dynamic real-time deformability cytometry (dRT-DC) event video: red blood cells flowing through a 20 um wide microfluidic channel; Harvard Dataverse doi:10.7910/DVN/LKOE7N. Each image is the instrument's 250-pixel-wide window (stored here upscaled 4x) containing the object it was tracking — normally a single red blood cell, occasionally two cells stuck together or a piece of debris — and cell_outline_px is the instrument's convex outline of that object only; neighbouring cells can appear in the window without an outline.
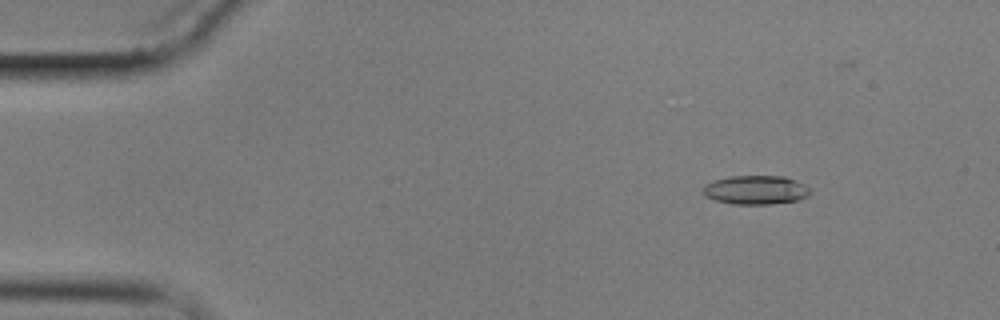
{"species": "common noctule bat (a hibernating species)", "species_latin": "Nyctalus noctula", "temperature_condition": "cold", "stored_images_in_passage": 4, "camera_frame_rate_fps": 3000, "um_per_image_px": 0.085, "animal": {"sex": "male", "body_mass_g": 17.9}, "frame": {"image": 1, "passage_image": 1, "time_ms": 0.0, "image_size_px": [1000, 320], "cell_outline_px": [[812, 192], [808, 196], [796, 200], [772, 204], [732, 204], [716, 200], [704, 196], [704, 184], [712, 180], [732, 176], [784, 176], [796, 180], [812, 188]], "centroid_in_image_um": [64.26, 16.14], "position_along_channel_um": 20.7, "area_um2": 18.21}}
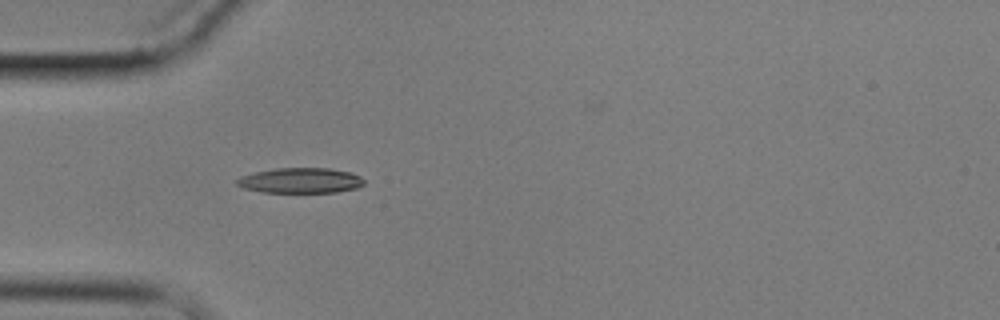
{"frame": {"image": 2, "passage_image": 4, "time_ms": 3.333, "image_size_px": [1000, 320], "cell_outline_px": [[364, 184], [356, 188], [336, 192], [260, 192], [244, 188], [236, 184], [236, 180], [240, 176], [256, 172], [276, 168], [328, 168], [352, 172], [360, 176], [364, 180]], "centroid_in_image_um": [25.55, 15.34], "position_along_channel_um": 59.5, "area_um2": 18.73}}